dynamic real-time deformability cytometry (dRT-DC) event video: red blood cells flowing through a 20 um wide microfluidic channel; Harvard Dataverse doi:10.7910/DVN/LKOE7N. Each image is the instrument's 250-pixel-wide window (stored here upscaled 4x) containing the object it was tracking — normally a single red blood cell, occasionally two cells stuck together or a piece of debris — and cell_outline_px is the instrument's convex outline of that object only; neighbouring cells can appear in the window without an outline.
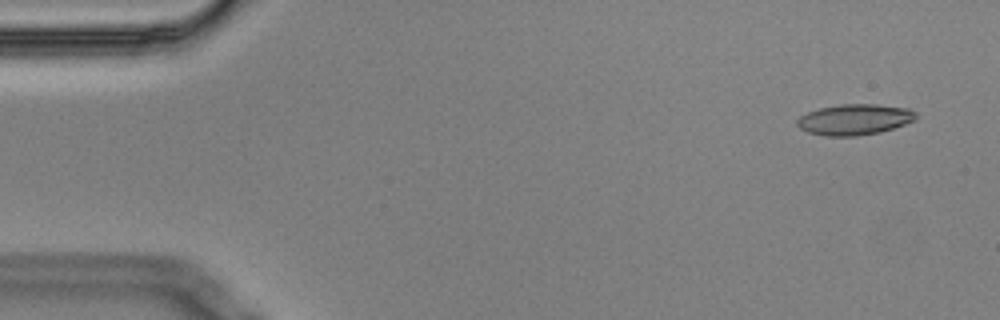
{"species": "Egyptian fruit bat (a non-hibernating species)", "species_latin": "Rousettus aegyptiacus", "temperature_condition": "cold", "stored_images_in_passage": 5, "camera_frame_rate_fps": 3000, "um_per_image_px": 0.085, "animal": {"sex": "male"}, "frame": {"image": 1, "passage_image": 1, "time_ms": 0.0, "image_size_px": [1000, 320], "cell_outline_px": [[916, 120], [880, 132], [856, 136], [824, 136], [808, 132], [800, 128], [796, 124], [796, 120], [800, 116], [808, 112], [820, 108], [840, 104], [876, 104], [908, 108], [916, 112]], "centroid_in_image_um": [72.63, 10.16], "position_along_channel_um": 12.4, "area_um2": 21.33}}
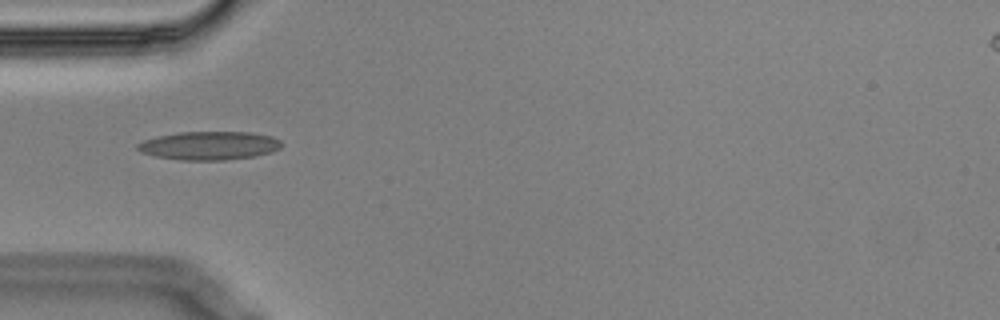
{"frame": {"image": 2, "passage_image": 5, "time_ms": 1.333, "image_size_px": [1000, 320], "cell_outline_px": [[280, 148], [272, 152], [256, 156], [224, 160], [180, 160], [156, 156], [140, 152], [136, 148], [136, 144], [144, 140], [156, 136], [180, 132], [252, 132], [272, 136], [280, 140]], "centroid_in_image_um": [17.77, 12.37], "position_along_channel_um": 67.2, "area_um2": 23.99}}